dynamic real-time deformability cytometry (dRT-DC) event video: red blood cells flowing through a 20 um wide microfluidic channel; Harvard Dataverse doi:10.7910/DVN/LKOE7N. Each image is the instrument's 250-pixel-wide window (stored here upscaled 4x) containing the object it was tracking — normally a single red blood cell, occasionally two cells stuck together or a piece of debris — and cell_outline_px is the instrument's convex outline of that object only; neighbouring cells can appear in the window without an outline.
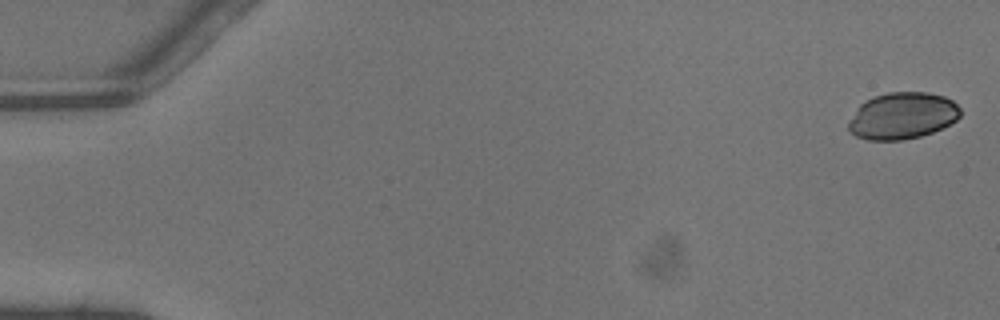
{"species": "common noctule bat (a hibernating species)", "species_latin": "Nyctalus noctula", "temperature_condition": "warm", "stored_images_in_passage": 47, "camera_frame_rate_fps": 3000, "um_per_image_px": 0.085, "animal": {"sex": "male", "body_mass_g": 13.3}, "frame": {"image": 1, "passage_image": 1, "time_ms": 0.0, "image_size_px": [1000, 320], "cell_outline_px": [[960, 116], [956, 120], [932, 132], [920, 136], [904, 140], [868, 140], [856, 136], [848, 128], [848, 120], [860, 104], [876, 96], [888, 92], [928, 92], [944, 96], [952, 100], [960, 108]], "centroid_in_image_um": [76.7, 9.84], "position_along_channel_um": 8.3, "area_um2": 30.29}}
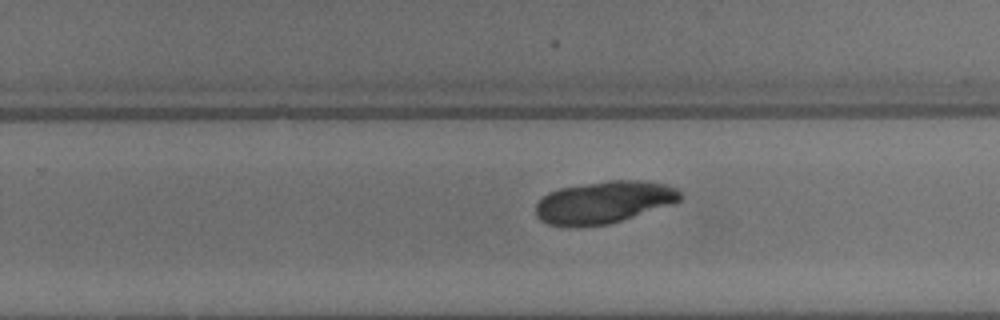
{"frame": {"image": 2, "passage_image": 30, "time_ms": 9.667, "image_size_px": [1000, 320], "cell_outline_px": [[680, 200], [672, 204], [608, 224], [580, 228], [576, 228], [548, 224], [540, 220], [536, 216], [536, 204], [548, 192], [560, 188], [612, 180], [636, 180], [664, 184], [676, 188], [680, 192]], "centroid_in_image_um": [51.28, 17.21], "position_along_channel_um": 278.5, "area_um2": 35.37}}
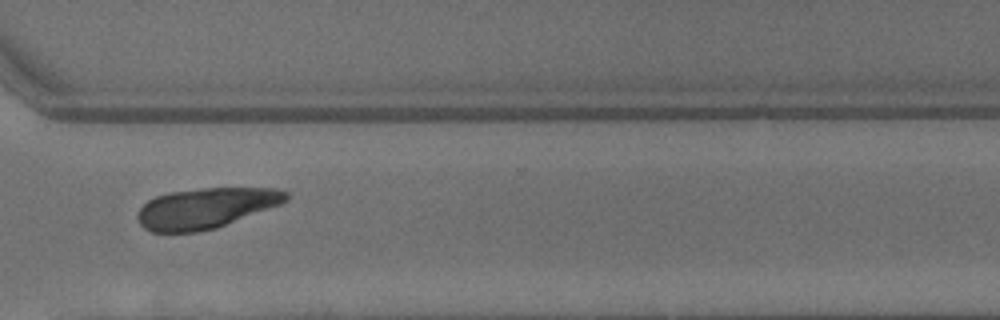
{"frame": {"image": 3, "passage_image": 35, "time_ms": 11.333, "image_size_px": [1000, 320], "cell_outline_px": [[288, 200], [280, 204], [216, 228], [196, 232], [152, 232], [144, 228], [140, 224], [136, 216], [140, 208], [148, 200], [156, 196], [168, 192], [200, 188], [276, 188], [288, 192]], "centroid_in_image_um": [17.47, 17.68], "position_along_channel_um": 353.1, "area_um2": 34.91}}